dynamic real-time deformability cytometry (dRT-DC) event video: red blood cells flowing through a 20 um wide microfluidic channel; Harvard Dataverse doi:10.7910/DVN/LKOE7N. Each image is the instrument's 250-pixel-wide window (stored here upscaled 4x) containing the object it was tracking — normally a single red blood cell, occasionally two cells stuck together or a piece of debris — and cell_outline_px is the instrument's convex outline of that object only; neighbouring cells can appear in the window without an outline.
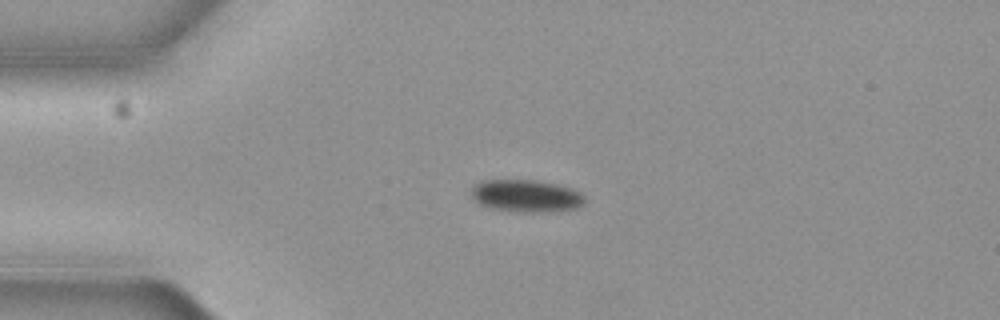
{"species": "common noctule bat (a hibernating species)", "species_latin": "Nyctalus noctula", "temperature_condition": "cold", "stored_images_in_passage": 4, "camera_frame_rate_fps": 3000, "um_per_image_px": 0.085, "animal": {"sex": "female", "body_mass_g": 19.3, "forearm_length_mm": 54.1}, "frame": {"image": 1, "passage_image": 3, "time_ms": 0.667, "image_size_px": [1000, 320], "cell_outline_px": [[584, 204], [576, 208], [532, 212], [528, 212], [492, 208], [480, 204], [472, 200], [472, 184], [480, 180], [536, 180], [560, 184], [572, 188], [580, 192], [584, 196]], "centroid_in_image_um": [44.69, 16.62], "position_along_channel_um": 40.3, "area_um2": 21.33}}